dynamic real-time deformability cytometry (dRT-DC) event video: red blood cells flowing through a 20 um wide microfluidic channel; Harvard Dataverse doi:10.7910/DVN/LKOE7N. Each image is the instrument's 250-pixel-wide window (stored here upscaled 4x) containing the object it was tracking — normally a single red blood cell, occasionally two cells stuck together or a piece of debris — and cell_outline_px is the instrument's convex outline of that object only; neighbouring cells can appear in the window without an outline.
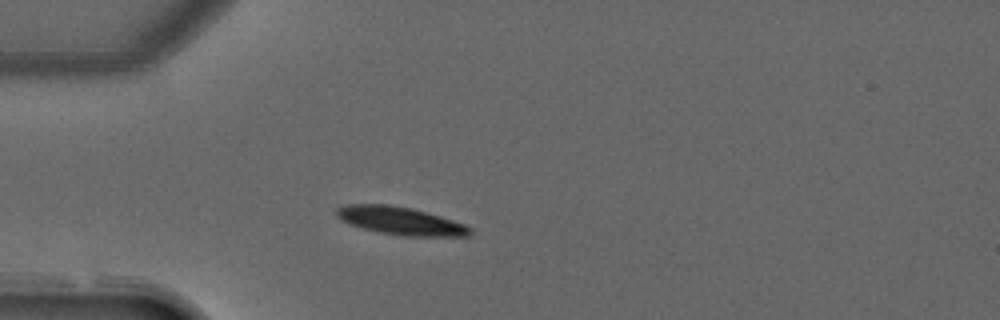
{"species": "common noctule bat (a hibernating species)", "species_latin": "Nyctalus noctula", "temperature_condition": "warm", "stored_images_in_passage": 1, "camera_frame_rate_fps": 3000, "um_per_image_px": 0.085, "animal": {"sex": "male", "forearm_length_mm": 52.5}, "frame": {"image": 1, "passage_image": 1, "time_ms": 0.0, "image_size_px": [1000, 320], "cell_outline_px": [[472, 232], [468, 236], [400, 236], [376, 232], [348, 224], [340, 220], [336, 216], [336, 208], [348, 204], [388, 204], [412, 208], [440, 216], [464, 224], [472, 228]], "centroid_in_image_um": [34.0, 18.77], "position_along_channel_um": 51.0, "area_um2": 21.91}}